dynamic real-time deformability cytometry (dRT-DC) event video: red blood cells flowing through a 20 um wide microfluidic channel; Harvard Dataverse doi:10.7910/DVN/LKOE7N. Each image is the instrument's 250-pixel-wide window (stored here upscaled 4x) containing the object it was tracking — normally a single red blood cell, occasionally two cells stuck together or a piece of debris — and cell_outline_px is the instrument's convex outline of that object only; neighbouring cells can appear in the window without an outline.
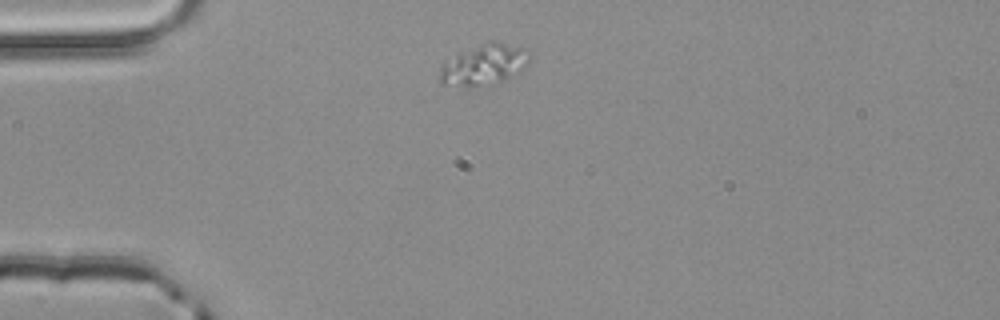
{"species": "common noctule bat (a hibernating species)", "species_latin": "Nyctalus noctula", "temperature_condition": "room temperature", "stored_images_in_passage": 1, "camera_frame_rate_fps": 3000, "um_per_image_px": 0.085, "animal": {"sex": "male", "body_mass_g": 20.4}, "frame": {"image": 1, "passage_image": 1, "time_ms": 0.0, "image_size_px": [1000, 320], "cell_outline_px": [[532, 60], [524, 68], [500, 84], [468, 88], [440, 84], [440, 64], [456, 56], [492, 40], [496, 40], [524, 48], [532, 52]], "centroid_in_image_um": [41.21, 5.55], "position_along_channel_um": 43.8, "area_um2": 21.79}}